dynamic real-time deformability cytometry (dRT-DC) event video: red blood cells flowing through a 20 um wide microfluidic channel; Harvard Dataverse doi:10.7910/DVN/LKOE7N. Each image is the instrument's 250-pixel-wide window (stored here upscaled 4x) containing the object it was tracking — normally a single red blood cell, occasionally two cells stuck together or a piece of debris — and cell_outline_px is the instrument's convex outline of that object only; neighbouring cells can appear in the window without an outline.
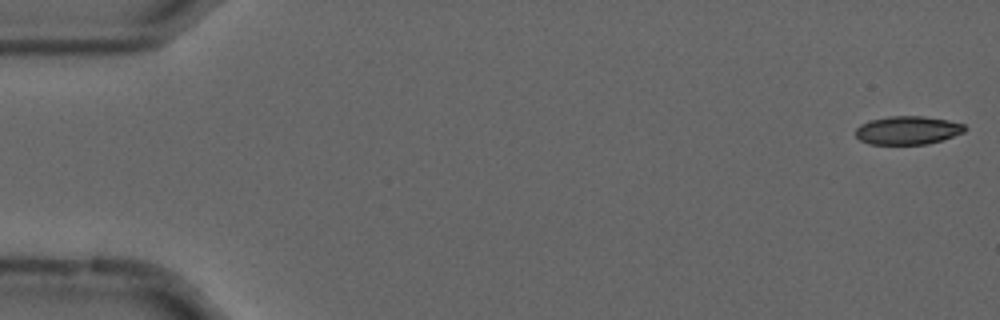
{"species": "common noctule bat (a hibernating species)", "species_latin": "Nyctalus noctula", "temperature_condition": "cold", "stored_images_in_passage": 55, "camera_frame_rate_fps": 3000, "um_per_image_px": 0.085, "animal": {"sex": "male", "forearm_length_mm": 52.5}, "frame": {"image": 1, "passage_image": 1, "time_ms": 0.0, "image_size_px": [1000, 320], "cell_outline_px": [[968, 128], [964, 132], [928, 144], [868, 144], [860, 140], [856, 136], [856, 128], [860, 124], [868, 120], [888, 116], [924, 116], [964, 124]], "centroid_in_image_um": [77.11, 11.07], "position_along_channel_um": 7.9, "area_um2": 18.03}}
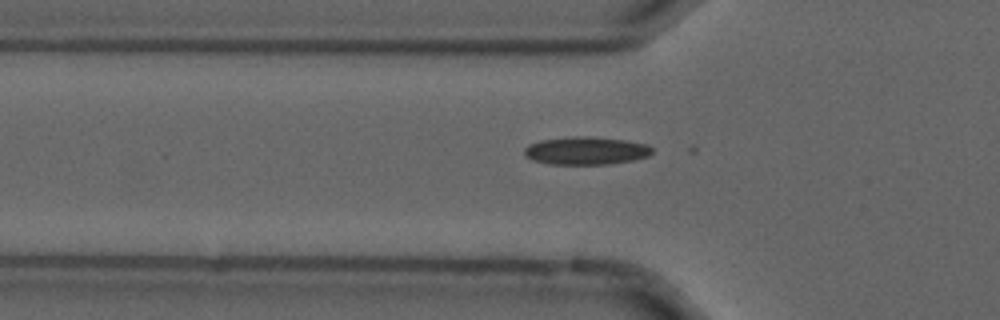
{"frame": {"image": 2, "passage_image": 18, "time_ms": 5.667, "image_size_px": [1000, 320], "cell_outline_px": [[652, 152], [648, 156], [632, 160], [608, 164], [548, 164], [532, 160], [524, 152], [524, 148], [528, 144], [540, 140], [572, 136], [588, 136], [624, 140], [648, 144], [652, 148]], "centroid_in_image_um": [49.79, 12.8], "position_along_channel_um": 76.0, "area_um2": 20.75}}
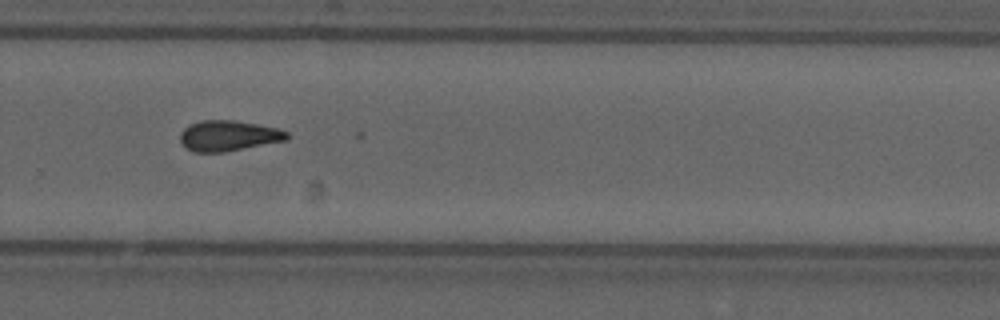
{"frame": {"image": 3, "passage_image": 37, "time_ms": 12.0, "image_size_px": [1000, 320], "cell_outline_px": [[288, 140], [224, 152], [192, 152], [180, 140], [180, 132], [188, 124], [200, 120], [236, 120], [276, 128], [288, 132]], "centroid_in_image_um": [19.4, 11.53], "position_along_channel_um": 310.4, "area_um2": 19.02}, "authors_computed_cell_mechanics": {"area_um2": 19.0162, "velocity_mm_per_s": 3.6888, "shape_relaxation_time_tau1_ms": null, "shape_relaxation_time_tau2_ms": 2.5796, "deformation_change_tau1": null, "deformation_change_tau2": 0.0817}}